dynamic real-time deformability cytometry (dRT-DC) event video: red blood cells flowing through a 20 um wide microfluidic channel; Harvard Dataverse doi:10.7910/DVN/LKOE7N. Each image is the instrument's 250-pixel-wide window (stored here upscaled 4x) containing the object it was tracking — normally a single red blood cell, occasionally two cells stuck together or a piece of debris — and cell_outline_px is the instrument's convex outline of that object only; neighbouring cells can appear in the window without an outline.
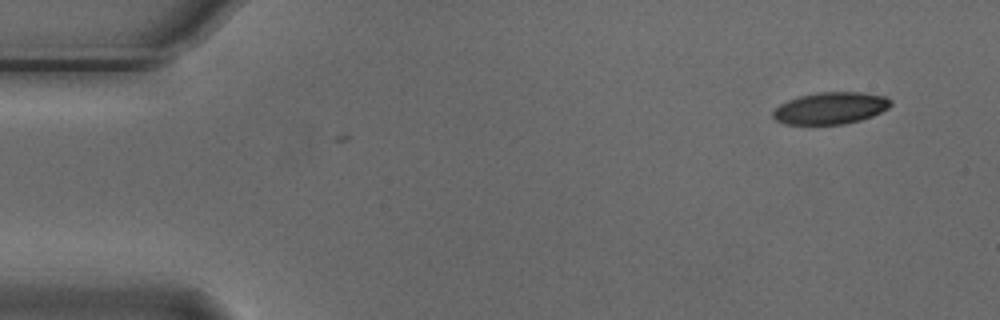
{"species": "Egyptian fruit bat (a non-hibernating species)", "species_latin": "Rousettus aegyptiacus", "temperature_condition": "cold", "stored_images_in_passage": 4, "camera_frame_rate_fps": 3000, "um_per_image_px": 0.085, "animal": {"sex": "male"}, "frame": {"image": 1, "passage_image": 1, "time_ms": 0.0, "image_size_px": [1000, 320], "cell_outline_px": [[892, 104], [888, 108], [872, 116], [860, 120], [844, 124], [784, 124], [776, 120], [772, 116], [772, 112], [780, 104], [788, 100], [800, 96], [816, 92], [860, 92], [884, 96], [892, 100]], "centroid_in_image_um": [70.59, 9.19], "position_along_channel_um": 14.4, "area_um2": 21.85}}
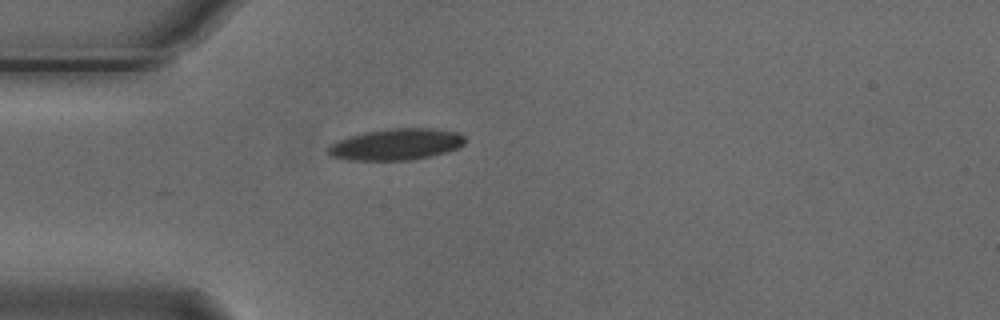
{"frame": {"image": 2, "passage_image": 4, "time_ms": 1.0, "image_size_px": [1000, 320], "cell_outline_px": [[464, 144], [448, 152], [408, 160], [348, 160], [328, 156], [324, 152], [336, 140], [348, 136], [364, 132], [388, 128], [432, 128], [460, 132], [464, 136]], "centroid_in_image_um": [33.63, 12.26], "position_along_channel_um": 51.4, "area_um2": 25.32}}